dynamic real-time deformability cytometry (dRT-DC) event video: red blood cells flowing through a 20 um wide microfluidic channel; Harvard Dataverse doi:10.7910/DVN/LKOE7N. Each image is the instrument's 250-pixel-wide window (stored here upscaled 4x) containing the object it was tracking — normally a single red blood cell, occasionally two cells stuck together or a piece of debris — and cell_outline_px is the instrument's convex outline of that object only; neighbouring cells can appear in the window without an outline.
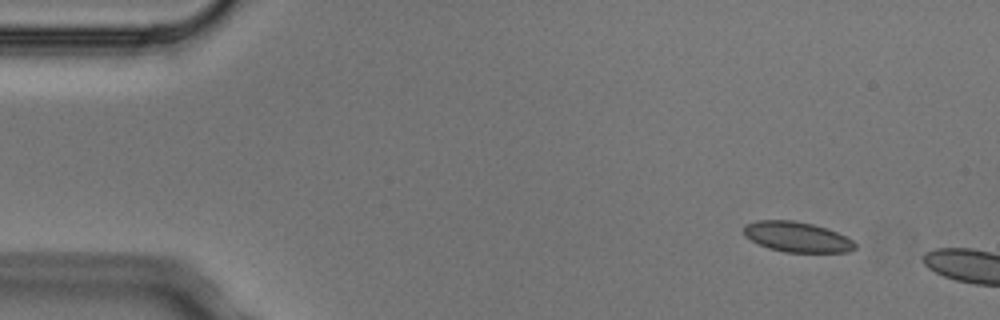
{"species": "Egyptian fruit bat (a non-hibernating species)", "species_latin": "Rousettus aegyptiacus", "temperature_condition": "cold", "stored_images_in_passage": 4, "camera_frame_rate_fps": 3000, "um_per_image_px": 0.085, "animal": {"sex": "male"}, "frame": {"image": 1, "passage_image": 2, "time_ms": 0.333, "image_size_px": [1000, 320], "cell_outline_px": [[856, 248], [848, 252], [784, 252], [768, 248], [744, 236], [744, 224], [756, 220], [792, 220], [812, 224], [836, 232], [852, 240], [856, 244]], "centroid_in_image_um": [67.72, 20.14], "position_along_channel_um": 17.3, "area_um2": 19.48}}